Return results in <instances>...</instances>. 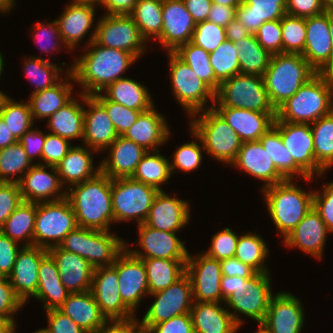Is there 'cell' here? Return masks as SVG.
<instances>
[{
    "label": "cell",
    "mask_w": 333,
    "mask_h": 333,
    "mask_svg": "<svg viewBox=\"0 0 333 333\" xmlns=\"http://www.w3.org/2000/svg\"><path fill=\"white\" fill-rule=\"evenodd\" d=\"M80 55L67 69L72 72L75 82L82 87L81 93L85 95L100 93L109 84L123 78L122 74L137 61L129 52L107 48L94 41L84 47Z\"/></svg>",
    "instance_id": "6da1fadb"
},
{
    "label": "cell",
    "mask_w": 333,
    "mask_h": 333,
    "mask_svg": "<svg viewBox=\"0 0 333 333\" xmlns=\"http://www.w3.org/2000/svg\"><path fill=\"white\" fill-rule=\"evenodd\" d=\"M78 227L109 231L115 223L112 208V179L101 171L91 179L66 189ZM111 224V225H110Z\"/></svg>",
    "instance_id": "7a4b0ae2"
},
{
    "label": "cell",
    "mask_w": 333,
    "mask_h": 333,
    "mask_svg": "<svg viewBox=\"0 0 333 333\" xmlns=\"http://www.w3.org/2000/svg\"><path fill=\"white\" fill-rule=\"evenodd\" d=\"M271 284L270 272L256 273L251 278L222 275V302L228 306V311H234L229 312L239 326L244 322L241 314L258 324L264 321L270 299L274 295Z\"/></svg>",
    "instance_id": "3957f363"
},
{
    "label": "cell",
    "mask_w": 333,
    "mask_h": 333,
    "mask_svg": "<svg viewBox=\"0 0 333 333\" xmlns=\"http://www.w3.org/2000/svg\"><path fill=\"white\" fill-rule=\"evenodd\" d=\"M333 111V77L317 73L276 109L275 121L312 124Z\"/></svg>",
    "instance_id": "277c9868"
},
{
    "label": "cell",
    "mask_w": 333,
    "mask_h": 333,
    "mask_svg": "<svg viewBox=\"0 0 333 333\" xmlns=\"http://www.w3.org/2000/svg\"><path fill=\"white\" fill-rule=\"evenodd\" d=\"M262 193L267 211L283 239L313 207L314 191H305L293 179L262 188Z\"/></svg>",
    "instance_id": "5b68a950"
},
{
    "label": "cell",
    "mask_w": 333,
    "mask_h": 333,
    "mask_svg": "<svg viewBox=\"0 0 333 333\" xmlns=\"http://www.w3.org/2000/svg\"><path fill=\"white\" fill-rule=\"evenodd\" d=\"M318 72L298 53L271 55L263 79L271 104L277 109Z\"/></svg>",
    "instance_id": "8992f818"
},
{
    "label": "cell",
    "mask_w": 333,
    "mask_h": 333,
    "mask_svg": "<svg viewBox=\"0 0 333 333\" xmlns=\"http://www.w3.org/2000/svg\"><path fill=\"white\" fill-rule=\"evenodd\" d=\"M189 119L190 128L201 138L206 153L217 162L231 165L242 141L226 120L214 108L199 111Z\"/></svg>",
    "instance_id": "52a82bcc"
},
{
    "label": "cell",
    "mask_w": 333,
    "mask_h": 333,
    "mask_svg": "<svg viewBox=\"0 0 333 333\" xmlns=\"http://www.w3.org/2000/svg\"><path fill=\"white\" fill-rule=\"evenodd\" d=\"M213 106L243 108L256 112L276 113L262 76L237 74L222 81L215 92Z\"/></svg>",
    "instance_id": "ba28073f"
},
{
    "label": "cell",
    "mask_w": 333,
    "mask_h": 333,
    "mask_svg": "<svg viewBox=\"0 0 333 333\" xmlns=\"http://www.w3.org/2000/svg\"><path fill=\"white\" fill-rule=\"evenodd\" d=\"M167 54L173 96L189 117L199 111L213 108L215 92L174 52ZM209 98L213 103L207 106Z\"/></svg>",
    "instance_id": "9c48e42d"
},
{
    "label": "cell",
    "mask_w": 333,
    "mask_h": 333,
    "mask_svg": "<svg viewBox=\"0 0 333 333\" xmlns=\"http://www.w3.org/2000/svg\"><path fill=\"white\" fill-rule=\"evenodd\" d=\"M77 227L75 212L66 197L37 203L33 245L47 250L59 246Z\"/></svg>",
    "instance_id": "30bf717a"
},
{
    "label": "cell",
    "mask_w": 333,
    "mask_h": 333,
    "mask_svg": "<svg viewBox=\"0 0 333 333\" xmlns=\"http://www.w3.org/2000/svg\"><path fill=\"white\" fill-rule=\"evenodd\" d=\"M158 190L132 177L112 179V208L115 222L136 220L143 224Z\"/></svg>",
    "instance_id": "8fae6325"
},
{
    "label": "cell",
    "mask_w": 333,
    "mask_h": 333,
    "mask_svg": "<svg viewBox=\"0 0 333 333\" xmlns=\"http://www.w3.org/2000/svg\"><path fill=\"white\" fill-rule=\"evenodd\" d=\"M154 302L138 319L140 327L148 331L153 325L167 321L172 317L190 313L193 305V293L191 281L185 273L180 279L169 285L166 289L149 294Z\"/></svg>",
    "instance_id": "7c38bea8"
},
{
    "label": "cell",
    "mask_w": 333,
    "mask_h": 333,
    "mask_svg": "<svg viewBox=\"0 0 333 333\" xmlns=\"http://www.w3.org/2000/svg\"><path fill=\"white\" fill-rule=\"evenodd\" d=\"M96 24V44L129 52L137 59L146 52L147 41L130 15L104 14Z\"/></svg>",
    "instance_id": "4fadbf2b"
},
{
    "label": "cell",
    "mask_w": 333,
    "mask_h": 333,
    "mask_svg": "<svg viewBox=\"0 0 333 333\" xmlns=\"http://www.w3.org/2000/svg\"><path fill=\"white\" fill-rule=\"evenodd\" d=\"M91 292L101 314L108 322L136 319V313H133L121 299L117 270L112 265L94 269Z\"/></svg>",
    "instance_id": "5bb4252c"
},
{
    "label": "cell",
    "mask_w": 333,
    "mask_h": 333,
    "mask_svg": "<svg viewBox=\"0 0 333 333\" xmlns=\"http://www.w3.org/2000/svg\"><path fill=\"white\" fill-rule=\"evenodd\" d=\"M186 274L190 278L193 300L196 302H222L220 261L206 253L188 255Z\"/></svg>",
    "instance_id": "9a60e30c"
},
{
    "label": "cell",
    "mask_w": 333,
    "mask_h": 333,
    "mask_svg": "<svg viewBox=\"0 0 333 333\" xmlns=\"http://www.w3.org/2000/svg\"><path fill=\"white\" fill-rule=\"evenodd\" d=\"M281 140L294 162L309 176L321 177L326 172L315 159L313 134L310 124L274 121Z\"/></svg>",
    "instance_id": "2e32d148"
},
{
    "label": "cell",
    "mask_w": 333,
    "mask_h": 333,
    "mask_svg": "<svg viewBox=\"0 0 333 333\" xmlns=\"http://www.w3.org/2000/svg\"><path fill=\"white\" fill-rule=\"evenodd\" d=\"M112 266L117 270L121 299L134 313L143 297L149 295L145 264L125 248Z\"/></svg>",
    "instance_id": "e0dca14e"
},
{
    "label": "cell",
    "mask_w": 333,
    "mask_h": 333,
    "mask_svg": "<svg viewBox=\"0 0 333 333\" xmlns=\"http://www.w3.org/2000/svg\"><path fill=\"white\" fill-rule=\"evenodd\" d=\"M137 241L141 249H128L129 244L125 243V248L134 256L140 259L163 258V259H187L189 251L184 242L177 238V232H167L157 230L147 225L139 224Z\"/></svg>",
    "instance_id": "ac0fdd59"
},
{
    "label": "cell",
    "mask_w": 333,
    "mask_h": 333,
    "mask_svg": "<svg viewBox=\"0 0 333 333\" xmlns=\"http://www.w3.org/2000/svg\"><path fill=\"white\" fill-rule=\"evenodd\" d=\"M162 31L157 38L167 52H174L180 45L191 42L196 27L183 0H163Z\"/></svg>",
    "instance_id": "d6986e66"
},
{
    "label": "cell",
    "mask_w": 333,
    "mask_h": 333,
    "mask_svg": "<svg viewBox=\"0 0 333 333\" xmlns=\"http://www.w3.org/2000/svg\"><path fill=\"white\" fill-rule=\"evenodd\" d=\"M304 312L298 297L281 291L271 297L262 324L271 333H301L305 324Z\"/></svg>",
    "instance_id": "ffe728a7"
},
{
    "label": "cell",
    "mask_w": 333,
    "mask_h": 333,
    "mask_svg": "<svg viewBox=\"0 0 333 333\" xmlns=\"http://www.w3.org/2000/svg\"><path fill=\"white\" fill-rule=\"evenodd\" d=\"M46 169H50L47 171ZM24 202L40 203L56 201L66 197V190L60 182L57 168L34 164L19 182Z\"/></svg>",
    "instance_id": "44dd1931"
},
{
    "label": "cell",
    "mask_w": 333,
    "mask_h": 333,
    "mask_svg": "<svg viewBox=\"0 0 333 333\" xmlns=\"http://www.w3.org/2000/svg\"><path fill=\"white\" fill-rule=\"evenodd\" d=\"M48 250L38 246H23L19 250L13 270L8 276L16 296L25 305L38 290V270L41 260Z\"/></svg>",
    "instance_id": "7402d4cb"
},
{
    "label": "cell",
    "mask_w": 333,
    "mask_h": 333,
    "mask_svg": "<svg viewBox=\"0 0 333 333\" xmlns=\"http://www.w3.org/2000/svg\"><path fill=\"white\" fill-rule=\"evenodd\" d=\"M97 7L88 4L70 2L64 8V12L56 20L59 25V32L64 46L71 51L77 48L82 39L94 26L92 33L86 43L89 45L95 38L96 26L94 24Z\"/></svg>",
    "instance_id": "603a6c76"
},
{
    "label": "cell",
    "mask_w": 333,
    "mask_h": 333,
    "mask_svg": "<svg viewBox=\"0 0 333 333\" xmlns=\"http://www.w3.org/2000/svg\"><path fill=\"white\" fill-rule=\"evenodd\" d=\"M84 108V135L82 142L97 151H105L118 134L105 108L92 96L82 93Z\"/></svg>",
    "instance_id": "cb8c5ba5"
},
{
    "label": "cell",
    "mask_w": 333,
    "mask_h": 333,
    "mask_svg": "<svg viewBox=\"0 0 333 333\" xmlns=\"http://www.w3.org/2000/svg\"><path fill=\"white\" fill-rule=\"evenodd\" d=\"M302 56L318 72L331 65L329 10L306 18V41Z\"/></svg>",
    "instance_id": "d4e9b609"
},
{
    "label": "cell",
    "mask_w": 333,
    "mask_h": 333,
    "mask_svg": "<svg viewBox=\"0 0 333 333\" xmlns=\"http://www.w3.org/2000/svg\"><path fill=\"white\" fill-rule=\"evenodd\" d=\"M189 206L187 200L159 191L144 224L157 230L179 232L189 223Z\"/></svg>",
    "instance_id": "484cf974"
},
{
    "label": "cell",
    "mask_w": 333,
    "mask_h": 333,
    "mask_svg": "<svg viewBox=\"0 0 333 333\" xmlns=\"http://www.w3.org/2000/svg\"><path fill=\"white\" fill-rule=\"evenodd\" d=\"M329 233L331 232L320 217V214L312 207L282 241L290 249L295 247L316 259H322L324 245Z\"/></svg>",
    "instance_id": "4316f807"
},
{
    "label": "cell",
    "mask_w": 333,
    "mask_h": 333,
    "mask_svg": "<svg viewBox=\"0 0 333 333\" xmlns=\"http://www.w3.org/2000/svg\"><path fill=\"white\" fill-rule=\"evenodd\" d=\"M231 166L243 170L246 174L265 183L262 188L286 180L276 169L267 151L260 141L242 142L236 159Z\"/></svg>",
    "instance_id": "83f0119b"
},
{
    "label": "cell",
    "mask_w": 333,
    "mask_h": 333,
    "mask_svg": "<svg viewBox=\"0 0 333 333\" xmlns=\"http://www.w3.org/2000/svg\"><path fill=\"white\" fill-rule=\"evenodd\" d=\"M48 253L55 260L62 284L69 293L91 290L94 268L86 259L60 246L48 249Z\"/></svg>",
    "instance_id": "f1b7e54d"
},
{
    "label": "cell",
    "mask_w": 333,
    "mask_h": 333,
    "mask_svg": "<svg viewBox=\"0 0 333 333\" xmlns=\"http://www.w3.org/2000/svg\"><path fill=\"white\" fill-rule=\"evenodd\" d=\"M213 108L234 129L242 142L258 141L274 125L276 119V113L228 106H213Z\"/></svg>",
    "instance_id": "f546056e"
},
{
    "label": "cell",
    "mask_w": 333,
    "mask_h": 333,
    "mask_svg": "<svg viewBox=\"0 0 333 333\" xmlns=\"http://www.w3.org/2000/svg\"><path fill=\"white\" fill-rule=\"evenodd\" d=\"M107 157L100 162L101 172L111 179L132 177L147 151L122 135L107 148Z\"/></svg>",
    "instance_id": "4dcf8cb0"
},
{
    "label": "cell",
    "mask_w": 333,
    "mask_h": 333,
    "mask_svg": "<svg viewBox=\"0 0 333 333\" xmlns=\"http://www.w3.org/2000/svg\"><path fill=\"white\" fill-rule=\"evenodd\" d=\"M159 114L155 106L141 112L133 125L122 136L132 140L146 151H157L160 145L170 139L171 132L167 121Z\"/></svg>",
    "instance_id": "1f68e13d"
},
{
    "label": "cell",
    "mask_w": 333,
    "mask_h": 333,
    "mask_svg": "<svg viewBox=\"0 0 333 333\" xmlns=\"http://www.w3.org/2000/svg\"><path fill=\"white\" fill-rule=\"evenodd\" d=\"M222 304L224 303L193 302L190 314L194 333L238 332L240 326L235 322L225 304L224 306Z\"/></svg>",
    "instance_id": "d6a6232c"
},
{
    "label": "cell",
    "mask_w": 333,
    "mask_h": 333,
    "mask_svg": "<svg viewBox=\"0 0 333 333\" xmlns=\"http://www.w3.org/2000/svg\"><path fill=\"white\" fill-rule=\"evenodd\" d=\"M73 145L67 152V155L57 165V171L62 186L68 185L70 188L75 184L82 183L96 176L100 171V163L95 168L92 153L95 150L87 147ZM92 150V151H91Z\"/></svg>",
    "instance_id": "836d02e7"
},
{
    "label": "cell",
    "mask_w": 333,
    "mask_h": 333,
    "mask_svg": "<svg viewBox=\"0 0 333 333\" xmlns=\"http://www.w3.org/2000/svg\"><path fill=\"white\" fill-rule=\"evenodd\" d=\"M58 310L70 317L87 333H95L108 322L101 314L91 290L69 293Z\"/></svg>",
    "instance_id": "e575fe53"
},
{
    "label": "cell",
    "mask_w": 333,
    "mask_h": 333,
    "mask_svg": "<svg viewBox=\"0 0 333 333\" xmlns=\"http://www.w3.org/2000/svg\"><path fill=\"white\" fill-rule=\"evenodd\" d=\"M125 249L123 238L110 231L85 228L84 259L95 269L112 265Z\"/></svg>",
    "instance_id": "d590c367"
},
{
    "label": "cell",
    "mask_w": 333,
    "mask_h": 333,
    "mask_svg": "<svg viewBox=\"0 0 333 333\" xmlns=\"http://www.w3.org/2000/svg\"><path fill=\"white\" fill-rule=\"evenodd\" d=\"M64 71H66V77H63L56 85L30 94L28 102L34 122L37 119L45 120L49 118L74 97L72 89L75 79L71 71ZM71 82H74V84Z\"/></svg>",
    "instance_id": "8d00e7d4"
},
{
    "label": "cell",
    "mask_w": 333,
    "mask_h": 333,
    "mask_svg": "<svg viewBox=\"0 0 333 333\" xmlns=\"http://www.w3.org/2000/svg\"><path fill=\"white\" fill-rule=\"evenodd\" d=\"M68 295L69 292L60 279L56 262L48 253L39 265L38 290L34 298L43 303V308L47 311L58 309Z\"/></svg>",
    "instance_id": "74e56055"
},
{
    "label": "cell",
    "mask_w": 333,
    "mask_h": 333,
    "mask_svg": "<svg viewBox=\"0 0 333 333\" xmlns=\"http://www.w3.org/2000/svg\"><path fill=\"white\" fill-rule=\"evenodd\" d=\"M286 2L287 0H245L236 8V18L254 34L264 22L285 16Z\"/></svg>",
    "instance_id": "f35d334b"
},
{
    "label": "cell",
    "mask_w": 333,
    "mask_h": 333,
    "mask_svg": "<svg viewBox=\"0 0 333 333\" xmlns=\"http://www.w3.org/2000/svg\"><path fill=\"white\" fill-rule=\"evenodd\" d=\"M80 101L72 98L62 108L48 118L49 133L59 135L61 138L72 141L83 139L84 135V106L81 102L82 93L78 92Z\"/></svg>",
    "instance_id": "ab89813d"
},
{
    "label": "cell",
    "mask_w": 333,
    "mask_h": 333,
    "mask_svg": "<svg viewBox=\"0 0 333 333\" xmlns=\"http://www.w3.org/2000/svg\"><path fill=\"white\" fill-rule=\"evenodd\" d=\"M101 93L108 100L142 112L154 106L147 87L128 77L120 78L114 83L109 84Z\"/></svg>",
    "instance_id": "60d3db41"
},
{
    "label": "cell",
    "mask_w": 333,
    "mask_h": 333,
    "mask_svg": "<svg viewBox=\"0 0 333 333\" xmlns=\"http://www.w3.org/2000/svg\"><path fill=\"white\" fill-rule=\"evenodd\" d=\"M259 141L264 150L269 154L278 172L285 179L295 180L294 178L300 177V179L303 178L307 182L313 180V177H309L294 162L291 153L282 143L280 131L274 125L259 138Z\"/></svg>",
    "instance_id": "b9f144b4"
},
{
    "label": "cell",
    "mask_w": 333,
    "mask_h": 333,
    "mask_svg": "<svg viewBox=\"0 0 333 333\" xmlns=\"http://www.w3.org/2000/svg\"><path fill=\"white\" fill-rule=\"evenodd\" d=\"M146 271L149 294L166 289L186 273L187 259H142Z\"/></svg>",
    "instance_id": "7bdbcfd3"
},
{
    "label": "cell",
    "mask_w": 333,
    "mask_h": 333,
    "mask_svg": "<svg viewBox=\"0 0 333 333\" xmlns=\"http://www.w3.org/2000/svg\"><path fill=\"white\" fill-rule=\"evenodd\" d=\"M37 214V203L22 201L7 218L0 231L23 246L33 245V232Z\"/></svg>",
    "instance_id": "ee69618b"
},
{
    "label": "cell",
    "mask_w": 333,
    "mask_h": 333,
    "mask_svg": "<svg viewBox=\"0 0 333 333\" xmlns=\"http://www.w3.org/2000/svg\"><path fill=\"white\" fill-rule=\"evenodd\" d=\"M157 151H147L139 164L135 173L132 175L134 180L140 181L148 186H151L158 191H164L161 185L170 180L172 173L170 168V158Z\"/></svg>",
    "instance_id": "f6af8a7d"
},
{
    "label": "cell",
    "mask_w": 333,
    "mask_h": 333,
    "mask_svg": "<svg viewBox=\"0 0 333 333\" xmlns=\"http://www.w3.org/2000/svg\"><path fill=\"white\" fill-rule=\"evenodd\" d=\"M241 74L264 75L268 68L271 54L257 41L254 34L234 42Z\"/></svg>",
    "instance_id": "bcb514c9"
},
{
    "label": "cell",
    "mask_w": 333,
    "mask_h": 333,
    "mask_svg": "<svg viewBox=\"0 0 333 333\" xmlns=\"http://www.w3.org/2000/svg\"><path fill=\"white\" fill-rule=\"evenodd\" d=\"M163 0H138L130 16L146 41L157 39L162 31Z\"/></svg>",
    "instance_id": "7dc6e473"
},
{
    "label": "cell",
    "mask_w": 333,
    "mask_h": 333,
    "mask_svg": "<svg viewBox=\"0 0 333 333\" xmlns=\"http://www.w3.org/2000/svg\"><path fill=\"white\" fill-rule=\"evenodd\" d=\"M266 241L255 232L239 235L235 257L252 267L257 273L270 272L265 260L269 256Z\"/></svg>",
    "instance_id": "c3c4849f"
},
{
    "label": "cell",
    "mask_w": 333,
    "mask_h": 333,
    "mask_svg": "<svg viewBox=\"0 0 333 333\" xmlns=\"http://www.w3.org/2000/svg\"><path fill=\"white\" fill-rule=\"evenodd\" d=\"M50 60V56L47 59L41 56L25 58L23 63L24 74L35 86L31 94L53 87L62 79L60 73L63 72V68L53 64Z\"/></svg>",
    "instance_id": "681fc988"
},
{
    "label": "cell",
    "mask_w": 333,
    "mask_h": 333,
    "mask_svg": "<svg viewBox=\"0 0 333 333\" xmlns=\"http://www.w3.org/2000/svg\"><path fill=\"white\" fill-rule=\"evenodd\" d=\"M174 53L187 63L196 75L214 92L219 89L220 82L216 79L209 58L210 53L191 42L180 45Z\"/></svg>",
    "instance_id": "f907efd6"
},
{
    "label": "cell",
    "mask_w": 333,
    "mask_h": 333,
    "mask_svg": "<svg viewBox=\"0 0 333 333\" xmlns=\"http://www.w3.org/2000/svg\"><path fill=\"white\" fill-rule=\"evenodd\" d=\"M33 165L19 142L0 149V182L19 183Z\"/></svg>",
    "instance_id": "816d5d0a"
},
{
    "label": "cell",
    "mask_w": 333,
    "mask_h": 333,
    "mask_svg": "<svg viewBox=\"0 0 333 333\" xmlns=\"http://www.w3.org/2000/svg\"><path fill=\"white\" fill-rule=\"evenodd\" d=\"M310 125L316 162L327 171L333 165V111Z\"/></svg>",
    "instance_id": "f5cc1de1"
},
{
    "label": "cell",
    "mask_w": 333,
    "mask_h": 333,
    "mask_svg": "<svg viewBox=\"0 0 333 333\" xmlns=\"http://www.w3.org/2000/svg\"><path fill=\"white\" fill-rule=\"evenodd\" d=\"M0 116L6 122L13 136L19 140L32 126L31 108L29 102L11 99L7 95L3 98L0 105Z\"/></svg>",
    "instance_id": "db71d44e"
},
{
    "label": "cell",
    "mask_w": 333,
    "mask_h": 333,
    "mask_svg": "<svg viewBox=\"0 0 333 333\" xmlns=\"http://www.w3.org/2000/svg\"><path fill=\"white\" fill-rule=\"evenodd\" d=\"M237 52L234 42L227 39L210 52L209 61L220 83L241 73Z\"/></svg>",
    "instance_id": "11a10c76"
},
{
    "label": "cell",
    "mask_w": 333,
    "mask_h": 333,
    "mask_svg": "<svg viewBox=\"0 0 333 333\" xmlns=\"http://www.w3.org/2000/svg\"><path fill=\"white\" fill-rule=\"evenodd\" d=\"M282 53L302 54L306 41V18L286 14L281 18Z\"/></svg>",
    "instance_id": "9f6ffc18"
},
{
    "label": "cell",
    "mask_w": 333,
    "mask_h": 333,
    "mask_svg": "<svg viewBox=\"0 0 333 333\" xmlns=\"http://www.w3.org/2000/svg\"><path fill=\"white\" fill-rule=\"evenodd\" d=\"M191 136L196 140L184 143L173 152L170 162L171 173H176V169L184 172H192L201 166L203 162L202 150L204 149L201 138L190 128ZM200 142V143H199ZM201 144V145H200Z\"/></svg>",
    "instance_id": "6f0895ef"
},
{
    "label": "cell",
    "mask_w": 333,
    "mask_h": 333,
    "mask_svg": "<svg viewBox=\"0 0 333 333\" xmlns=\"http://www.w3.org/2000/svg\"><path fill=\"white\" fill-rule=\"evenodd\" d=\"M92 96L105 108L118 135H123V133L133 125L142 112L108 100L101 92Z\"/></svg>",
    "instance_id": "680465c9"
},
{
    "label": "cell",
    "mask_w": 333,
    "mask_h": 333,
    "mask_svg": "<svg viewBox=\"0 0 333 333\" xmlns=\"http://www.w3.org/2000/svg\"><path fill=\"white\" fill-rule=\"evenodd\" d=\"M226 39L225 27L209 21H203L196 23L191 43L210 53Z\"/></svg>",
    "instance_id": "91938a15"
},
{
    "label": "cell",
    "mask_w": 333,
    "mask_h": 333,
    "mask_svg": "<svg viewBox=\"0 0 333 333\" xmlns=\"http://www.w3.org/2000/svg\"><path fill=\"white\" fill-rule=\"evenodd\" d=\"M239 236L231 228H224L211 238L210 248L205 253L219 261L235 257Z\"/></svg>",
    "instance_id": "94428289"
},
{
    "label": "cell",
    "mask_w": 333,
    "mask_h": 333,
    "mask_svg": "<svg viewBox=\"0 0 333 333\" xmlns=\"http://www.w3.org/2000/svg\"><path fill=\"white\" fill-rule=\"evenodd\" d=\"M32 28V32L35 33L32 37L35 40V43H37V45L39 44L38 46L42 52H59L62 44L64 47V43L59 32V25L56 19L51 23L46 22V24L38 21ZM43 42H45V44Z\"/></svg>",
    "instance_id": "6125c7cd"
},
{
    "label": "cell",
    "mask_w": 333,
    "mask_h": 333,
    "mask_svg": "<svg viewBox=\"0 0 333 333\" xmlns=\"http://www.w3.org/2000/svg\"><path fill=\"white\" fill-rule=\"evenodd\" d=\"M254 35L269 54L282 53L281 19L264 22Z\"/></svg>",
    "instance_id": "be15d7a7"
},
{
    "label": "cell",
    "mask_w": 333,
    "mask_h": 333,
    "mask_svg": "<svg viewBox=\"0 0 333 333\" xmlns=\"http://www.w3.org/2000/svg\"><path fill=\"white\" fill-rule=\"evenodd\" d=\"M72 146L69 140L47 132L42 150V165L57 167Z\"/></svg>",
    "instance_id": "e7e4bbea"
},
{
    "label": "cell",
    "mask_w": 333,
    "mask_h": 333,
    "mask_svg": "<svg viewBox=\"0 0 333 333\" xmlns=\"http://www.w3.org/2000/svg\"><path fill=\"white\" fill-rule=\"evenodd\" d=\"M22 201L19 183L0 182V229Z\"/></svg>",
    "instance_id": "03108f58"
},
{
    "label": "cell",
    "mask_w": 333,
    "mask_h": 333,
    "mask_svg": "<svg viewBox=\"0 0 333 333\" xmlns=\"http://www.w3.org/2000/svg\"><path fill=\"white\" fill-rule=\"evenodd\" d=\"M313 207L320 214L328 230L333 232V181L325 183L321 191H314Z\"/></svg>",
    "instance_id": "003e7915"
},
{
    "label": "cell",
    "mask_w": 333,
    "mask_h": 333,
    "mask_svg": "<svg viewBox=\"0 0 333 333\" xmlns=\"http://www.w3.org/2000/svg\"><path fill=\"white\" fill-rule=\"evenodd\" d=\"M23 306V302L16 296L8 277L1 278L0 315H3L10 323H15L14 315L18 313Z\"/></svg>",
    "instance_id": "a7ac6f4b"
},
{
    "label": "cell",
    "mask_w": 333,
    "mask_h": 333,
    "mask_svg": "<svg viewBox=\"0 0 333 333\" xmlns=\"http://www.w3.org/2000/svg\"><path fill=\"white\" fill-rule=\"evenodd\" d=\"M46 133L42 132L38 128L33 126L18 140V142L24 147L26 154L30 161L34 163L37 159V163L42 165V150L44 147V141ZM41 160V162L39 161Z\"/></svg>",
    "instance_id": "89a4df30"
},
{
    "label": "cell",
    "mask_w": 333,
    "mask_h": 333,
    "mask_svg": "<svg viewBox=\"0 0 333 333\" xmlns=\"http://www.w3.org/2000/svg\"><path fill=\"white\" fill-rule=\"evenodd\" d=\"M20 249L18 242L0 231V274L2 277H8L11 274Z\"/></svg>",
    "instance_id": "2644e50d"
},
{
    "label": "cell",
    "mask_w": 333,
    "mask_h": 333,
    "mask_svg": "<svg viewBox=\"0 0 333 333\" xmlns=\"http://www.w3.org/2000/svg\"><path fill=\"white\" fill-rule=\"evenodd\" d=\"M327 10L325 0H287L286 14L308 18Z\"/></svg>",
    "instance_id": "8c879c8a"
},
{
    "label": "cell",
    "mask_w": 333,
    "mask_h": 333,
    "mask_svg": "<svg viewBox=\"0 0 333 333\" xmlns=\"http://www.w3.org/2000/svg\"><path fill=\"white\" fill-rule=\"evenodd\" d=\"M45 313L48 319V327L46 329L50 333H87L58 309H50L45 311Z\"/></svg>",
    "instance_id": "753ad0ef"
},
{
    "label": "cell",
    "mask_w": 333,
    "mask_h": 333,
    "mask_svg": "<svg viewBox=\"0 0 333 333\" xmlns=\"http://www.w3.org/2000/svg\"><path fill=\"white\" fill-rule=\"evenodd\" d=\"M148 333H194L192 316L186 313L153 325Z\"/></svg>",
    "instance_id": "34e18365"
},
{
    "label": "cell",
    "mask_w": 333,
    "mask_h": 333,
    "mask_svg": "<svg viewBox=\"0 0 333 333\" xmlns=\"http://www.w3.org/2000/svg\"><path fill=\"white\" fill-rule=\"evenodd\" d=\"M223 275L240 276L241 278H251L257 272L247 264H244L236 257H230L220 261Z\"/></svg>",
    "instance_id": "11e5206c"
},
{
    "label": "cell",
    "mask_w": 333,
    "mask_h": 333,
    "mask_svg": "<svg viewBox=\"0 0 333 333\" xmlns=\"http://www.w3.org/2000/svg\"><path fill=\"white\" fill-rule=\"evenodd\" d=\"M59 246L84 258L85 228L77 227L69 232Z\"/></svg>",
    "instance_id": "2a66077c"
},
{
    "label": "cell",
    "mask_w": 333,
    "mask_h": 333,
    "mask_svg": "<svg viewBox=\"0 0 333 333\" xmlns=\"http://www.w3.org/2000/svg\"><path fill=\"white\" fill-rule=\"evenodd\" d=\"M236 18V8L213 3L207 21L226 27Z\"/></svg>",
    "instance_id": "b9fcfbb0"
},
{
    "label": "cell",
    "mask_w": 333,
    "mask_h": 333,
    "mask_svg": "<svg viewBox=\"0 0 333 333\" xmlns=\"http://www.w3.org/2000/svg\"><path fill=\"white\" fill-rule=\"evenodd\" d=\"M141 330L138 318H136L130 321L107 322L95 333H139Z\"/></svg>",
    "instance_id": "09005b40"
},
{
    "label": "cell",
    "mask_w": 333,
    "mask_h": 333,
    "mask_svg": "<svg viewBox=\"0 0 333 333\" xmlns=\"http://www.w3.org/2000/svg\"><path fill=\"white\" fill-rule=\"evenodd\" d=\"M183 2L196 23L207 21L212 0H183Z\"/></svg>",
    "instance_id": "979ff035"
},
{
    "label": "cell",
    "mask_w": 333,
    "mask_h": 333,
    "mask_svg": "<svg viewBox=\"0 0 333 333\" xmlns=\"http://www.w3.org/2000/svg\"><path fill=\"white\" fill-rule=\"evenodd\" d=\"M138 0H103L102 8L105 7L107 15H130Z\"/></svg>",
    "instance_id": "deb4b68c"
},
{
    "label": "cell",
    "mask_w": 333,
    "mask_h": 333,
    "mask_svg": "<svg viewBox=\"0 0 333 333\" xmlns=\"http://www.w3.org/2000/svg\"><path fill=\"white\" fill-rule=\"evenodd\" d=\"M226 38L232 42L248 37L251 33L235 18L226 27Z\"/></svg>",
    "instance_id": "67dfc351"
},
{
    "label": "cell",
    "mask_w": 333,
    "mask_h": 333,
    "mask_svg": "<svg viewBox=\"0 0 333 333\" xmlns=\"http://www.w3.org/2000/svg\"><path fill=\"white\" fill-rule=\"evenodd\" d=\"M18 140L13 136L4 119L0 116V149L15 144Z\"/></svg>",
    "instance_id": "b62a3aed"
},
{
    "label": "cell",
    "mask_w": 333,
    "mask_h": 333,
    "mask_svg": "<svg viewBox=\"0 0 333 333\" xmlns=\"http://www.w3.org/2000/svg\"><path fill=\"white\" fill-rule=\"evenodd\" d=\"M329 29L331 36V65L323 72L330 77H333V11L329 10Z\"/></svg>",
    "instance_id": "603ad722"
},
{
    "label": "cell",
    "mask_w": 333,
    "mask_h": 333,
    "mask_svg": "<svg viewBox=\"0 0 333 333\" xmlns=\"http://www.w3.org/2000/svg\"><path fill=\"white\" fill-rule=\"evenodd\" d=\"M16 5V0H0V13H8Z\"/></svg>",
    "instance_id": "5803f987"
}]
</instances>
